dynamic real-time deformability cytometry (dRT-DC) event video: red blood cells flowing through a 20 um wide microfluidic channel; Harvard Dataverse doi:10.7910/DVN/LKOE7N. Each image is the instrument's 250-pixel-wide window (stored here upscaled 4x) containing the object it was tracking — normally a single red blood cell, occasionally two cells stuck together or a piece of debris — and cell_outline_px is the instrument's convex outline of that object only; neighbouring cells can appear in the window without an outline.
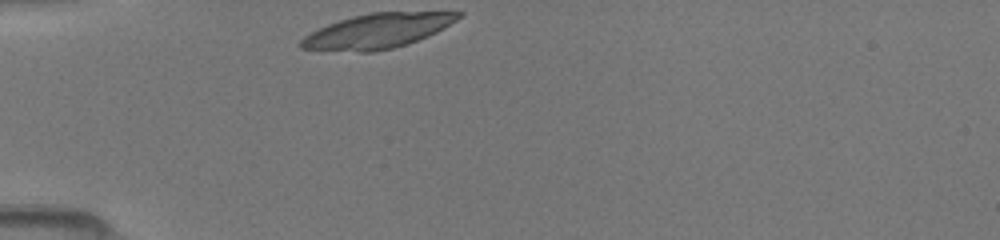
{"species": "common noctule bat (a hibernating species)", "species_latin": "Nyctalus noctula", "temperature_condition": "room temperature", "stored_images_in_passage": 28, "camera_frame_rate_fps": 3000, "um_per_image_px": 0.085, "animal": {"sex": "female", "body_mass_g": 19.5, "forearm_length_mm": 54.1}, "frame": {"image": 1, "passage_image": 1, "time_ms": 0.0, "image_size_px": [1000, 240], "cell_outline_px": [[464, 16], [444, 28], [428, 36], [408, 44], [392, 48], [372, 52], [360, 52], [300, 48], [300, 40], [304, 36], [328, 24], [352, 16], [368, 12], [464, 12]], "centroid_in_image_um": [32.12, 2.62], "position_along_channel_um": 52.9, "area_um2": 31.67}}
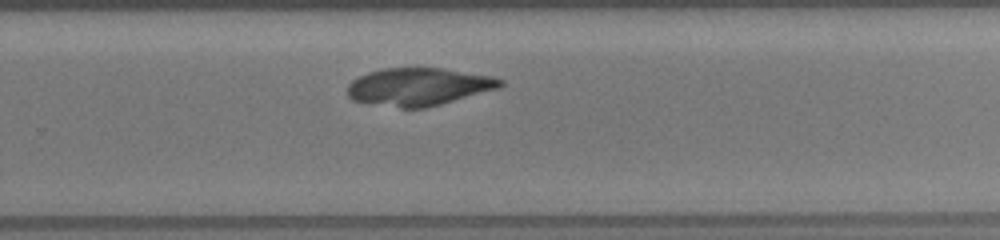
{"frame": {"image": 2, "passage_image": 20, "time_ms": 6.333, "image_size_px": [1000, 240], "cell_outline_px": [[504, 84], [500, 88], [440, 104], [424, 108], [400, 108], [352, 100], [348, 96], [348, 84], [352, 80], [368, 72], [384, 68], [444, 68], [492, 76], [504, 80]], "centroid_in_image_um": [35.61, 7.36], "position_along_channel_um": 294.2, "area_um2": 33.52}}
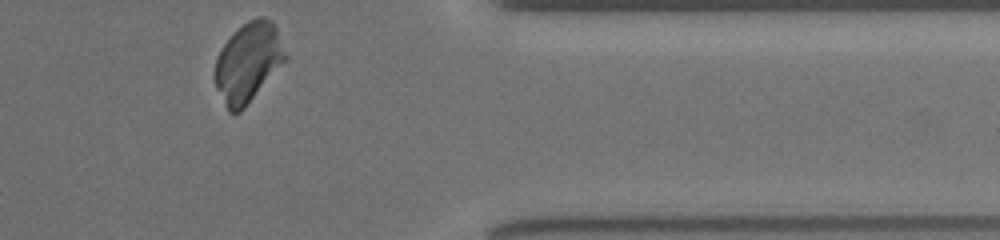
{"frame": {"image": 3, "passage_image": 28, "time_ms": 9.0, "image_size_px": [1000, 240], "cell_outline_px": [[288, 60], [244, 108], [240, 112], [228, 112], [216, 88], [212, 76], [216, 56], [224, 44], [248, 20], [256, 16], [264, 16], [272, 20], [276, 28], [288, 56]], "centroid_in_image_um": [21.1, 5.32], "position_along_channel_um": 390.3, "area_um2": 32.95}}